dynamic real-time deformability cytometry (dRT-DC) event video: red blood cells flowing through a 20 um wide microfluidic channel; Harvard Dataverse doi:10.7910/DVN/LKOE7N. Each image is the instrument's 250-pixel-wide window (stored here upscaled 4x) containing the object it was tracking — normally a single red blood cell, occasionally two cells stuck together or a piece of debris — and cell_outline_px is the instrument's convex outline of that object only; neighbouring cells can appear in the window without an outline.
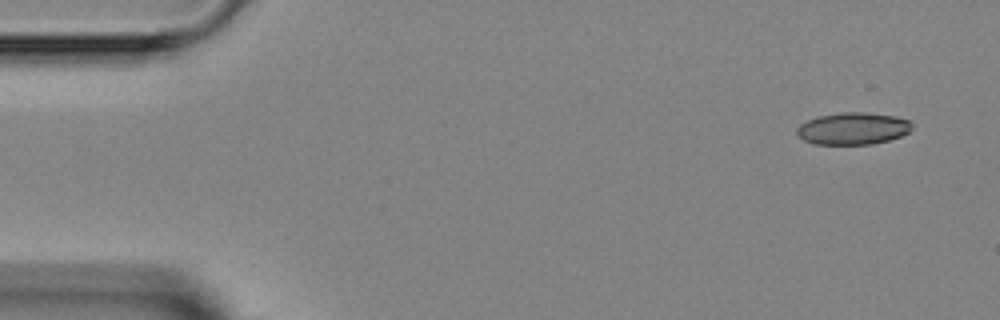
{"species": "Egyptian fruit bat (a non-hibernating species)", "species_latin": "Rousettus aegyptiacus", "temperature_condition": "room temperature", "stored_images_in_passage": 4, "camera_frame_rate_fps": 3000, "um_per_image_px": 0.085, "animal": {"sex": "female"}, "frame": {"image": 1, "passage_image": 1, "time_ms": 0.0, "image_size_px": [1000, 320], "cell_outline_px": [[912, 128], [908, 132], [900, 136], [888, 140], [872, 144], [816, 144], [804, 140], [796, 132], [796, 128], [800, 124], [808, 120], [820, 116], [844, 112], [864, 112], [896, 116], [908, 120], [912, 124]], "centroid_in_image_um": [72.51, 10.92], "position_along_channel_um": 12.5, "area_um2": 21.33}}
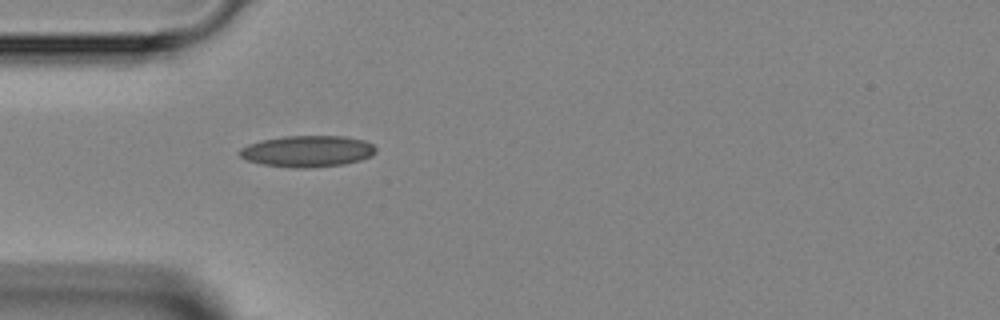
{"frame": {"image": 2, "passage_image": 4, "time_ms": 3.667, "image_size_px": [1000, 320], "cell_outline_px": [[376, 152], [372, 156], [360, 160], [344, 164], [308, 168], [292, 168], [264, 164], [248, 160], [240, 156], [236, 152], [240, 148], [248, 144], [260, 140], [284, 136], [344, 136], [364, 140], [372, 144], [376, 148]], "centroid_in_image_um": [26.13, 12.85], "position_along_channel_um": 58.9, "area_um2": 25.03}}